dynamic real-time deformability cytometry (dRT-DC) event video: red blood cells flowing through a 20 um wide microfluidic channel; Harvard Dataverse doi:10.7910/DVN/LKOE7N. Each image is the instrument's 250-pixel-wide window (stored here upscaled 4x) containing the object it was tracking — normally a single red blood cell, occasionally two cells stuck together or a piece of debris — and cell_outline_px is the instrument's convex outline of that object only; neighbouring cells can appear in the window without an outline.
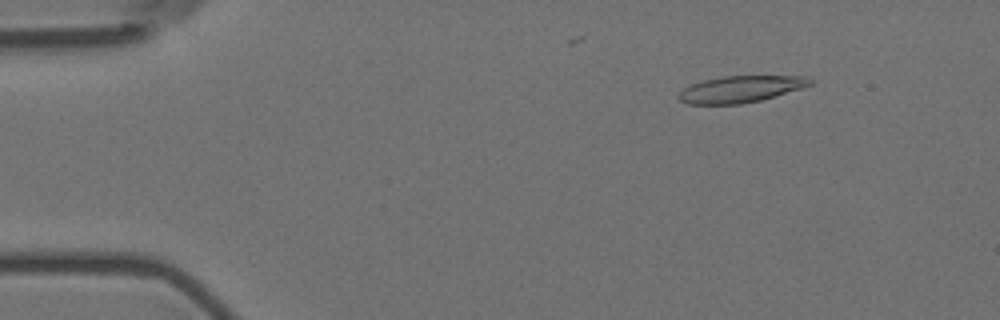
{"species": "Egyptian fruit bat (a non-hibernating species)", "species_latin": "Rousettus aegyptiacus", "temperature_condition": "room temperature", "stored_images_in_passage": 56, "camera_frame_rate_fps": 3000, "um_per_image_px": 0.085, "animal": {"sex": "female"}, "frame": {"image": 1, "passage_image": 7, "time_ms": 2.0, "image_size_px": [1000, 320], "cell_outline_px": [[816, 80], [812, 84], [800, 88], [760, 100], [740, 104], [688, 104], [680, 100], [676, 96], [684, 88], [692, 84], [704, 80], [724, 76], [808, 76]], "centroid_in_image_um": [62.96, 7.57], "position_along_channel_um": 22.0, "area_um2": 20.23}}
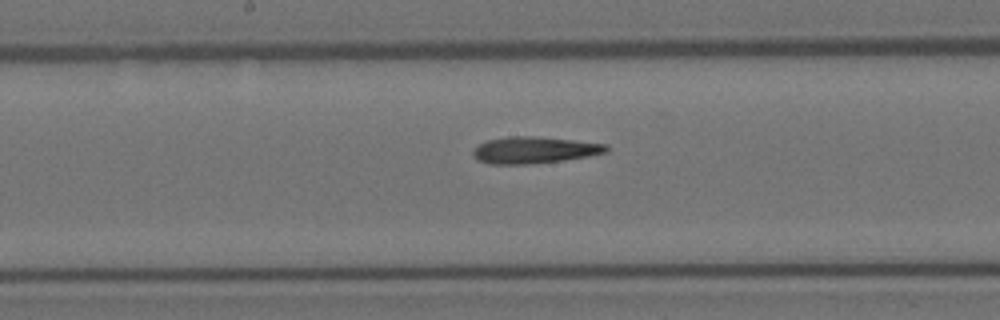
{"frame": {"image": 2, "passage_image": 29, "time_ms": 9.333, "image_size_px": [1000, 320], "cell_outline_px": [[608, 152], [588, 156], [564, 160], [524, 164], [488, 164], [476, 160], [472, 156], [472, 152], [480, 144], [488, 140], [508, 136], [532, 136], [572, 140], [608, 144]], "centroid_in_image_um": [45.4, 12.76], "position_along_channel_um": 202.8, "area_um2": 20.63}}
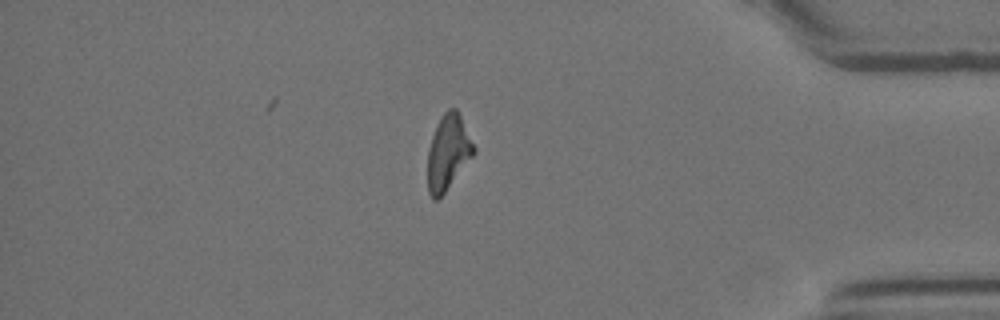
{"frame": {"image": 3, "passage_image": 48, "time_ms": 15.667, "image_size_px": [1000, 320], "cell_outline_px": [[476, 152], [444, 192], [436, 200], [432, 200], [428, 192], [428, 148], [436, 124], [440, 116], [448, 108], [456, 108], [476, 148]], "centroid_in_image_um": [38.08, 12.93], "position_along_channel_um": 397.1, "area_um2": 20.0}}